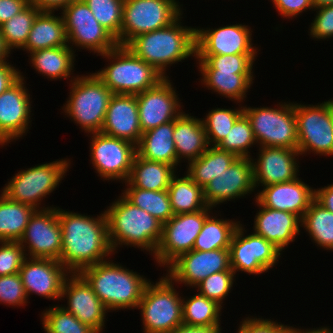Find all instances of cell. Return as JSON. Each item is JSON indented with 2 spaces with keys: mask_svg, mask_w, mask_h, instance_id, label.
Returning a JSON list of instances; mask_svg holds the SVG:
<instances>
[{
  "mask_svg": "<svg viewBox=\"0 0 333 333\" xmlns=\"http://www.w3.org/2000/svg\"><path fill=\"white\" fill-rule=\"evenodd\" d=\"M25 258L19 241H0V276L19 273Z\"/></svg>",
  "mask_w": 333,
  "mask_h": 333,
  "instance_id": "49",
  "label": "cell"
},
{
  "mask_svg": "<svg viewBox=\"0 0 333 333\" xmlns=\"http://www.w3.org/2000/svg\"><path fill=\"white\" fill-rule=\"evenodd\" d=\"M253 164L251 158L238 157L229 168L203 188L208 207L244 197L254 192Z\"/></svg>",
  "mask_w": 333,
  "mask_h": 333,
  "instance_id": "22",
  "label": "cell"
},
{
  "mask_svg": "<svg viewBox=\"0 0 333 333\" xmlns=\"http://www.w3.org/2000/svg\"><path fill=\"white\" fill-rule=\"evenodd\" d=\"M298 151L300 155L314 153L333 155V99L306 105L294 103Z\"/></svg>",
  "mask_w": 333,
  "mask_h": 333,
  "instance_id": "10",
  "label": "cell"
},
{
  "mask_svg": "<svg viewBox=\"0 0 333 333\" xmlns=\"http://www.w3.org/2000/svg\"><path fill=\"white\" fill-rule=\"evenodd\" d=\"M9 54L11 53L6 49V47L3 44L1 31H0V62L8 60Z\"/></svg>",
  "mask_w": 333,
  "mask_h": 333,
  "instance_id": "59",
  "label": "cell"
},
{
  "mask_svg": "<svg viewBox=\"0 0 333 333\" xmlns=\"http://www.w3.org/2000/svg\"><path fill=\"white\" fill-rule=\"evenodd\" d=\"M317 10V11H316ZM316 15L310 24V37L318 39H327L333 37V5L321 8H315Z\"/></svg>",
  "mask_w": 333,
  "mask_h": 333,
  "instance_id": "51",
  "label": "cell"
},
{
  "mask_svg": "<svg viewBox=\"0 0 333 333\" xmlns=\"http://www.w3.org/2000/svg\"><path fill=\"white\" fill-rule=\"evenodd\" d=\"M183 13L169 26L134 37L126 46L164 78L167 68L196 57V28L183 26Z\"/></svg>",
  "mask_w": 333,
  "mask_h": 333,
  "instance_id": "2",
  "label": "cell"
},
{
  "mask_svg": "<svg viewBox=\"0 0 333 333\" xmlns=\"http://www.w3.org/2000/svg\"><path fill=\"white\" fill-rule=\"evenodd\" d=\"M223 308L215 301L199 293L182 297L183 324L188 326L220 327L221 310Z\"/></svg>",
  "mask_w": 333,
  "mask_h": 333,
  "instance_id": "40",
  "label": "cell"
},
{
  "mask_svg": "<svg viewBox=\"0 0 333 333\" xmlns=\"http://www.w3.org/2000/svg\"><path fill=\"white\" fill-rule=\"evenodd\" d=\"M214 216V217H213ZM209 215L195 239L193 250L212 251L215 249H229L231 240L240 221L221 219Z\"/></svg>",
  "mask_w": 333,
  "mask_h": 333,
  "instance_id": "37",
  "label": "cell"
},
{
  "mask_svg": "<svg viewBox=\"0 0 333 333\" xmlns=\"http://www.w3.org/2000/svg\"><path fill=\"white\" fill-rule=\"evenodd\" d=\"M177 0H124L120 45L126 46L134 37L162 29L183 12Z\"/></svg>",
  "mask_w": 333,
  "mask_h": 333,
  "instance_id": "11",
  "label": "cell"
},
{
  "mask_svg": "<svg viewBox=\"0 0 333 333\" xmlns=\"http://www.w3.org/2000/svg\"><path fill=\"white\" fill-rule=\"evenodd\" d=\"M80 274L110 312L137 309L143 291L150 281L139 275L140 273L109 259L84 268Z\"/></svg>",
  "mask_w": 333,
  "mask_h": 333,
  "instance_id": "4",
  "label": "cell"
},
{
  "mask_svg": "<svg viewBox=\"0 0 333 333\" xmlns=\"http://www.w3.org/2000/svg\"><path fill=\"white\" fill-rule=\"evenodd\" d=\"M75 51L69 45L29 53L31 67L50 80L68 79L74 74Z\"/></svg>",
  "mask_w": 333,
  "mask_h": 333,
  "instance_id": "31",
  "label": "cell"
},
{
  "mask_svg": "<svg viewBox=\"0 0 333 333\" xmlns=\"http://www.w3.org/2000/svg\"><path fill=\"white\" fill-rule=\"evenodd\" d=\"M55 12L41 11L29 32L28 40L21 49L27 53L37 50L67 46L64 20L62 15L55 16Z\"/></svg>",
  "mask_w": 333,
  "mask_h": 333,
  "instance_id": "30",
  "label": "cell"
},
{
  "mask_svg": "<svg viewBox=\"0 0 333 333\" xmlns=\"http://www.w3.org/2000/svg\"><path fill=\"white\" fill-rule=\"evenodd\" d=\"M221 327H198L182 324L171 333H221Z\"/></svg>",
  "mask_w": 333,
  "mask_h": 333,
  "instance_id": "57",
  "label": "cell"
},
{
  "mask_svg": "<svg viewBox=\"0 0 333 333\" xmlns=\"http://www.w3.org/2000/svg\"><path fill=\"white\" fill-rule=\"evenodd\" d=\"M99 56L110 63L95 74L113 94L136 95L153 88L164 79L162 74L138 58L127 46L117 45Z\"/></svg>",
  "mask_w": 333,
  "mask_h": 333,
  "instance_id": "5",
  "label": "cell"
},
{
  "mask_svg": "<svg viewBox=\"0 0 333 333\" xmlns=\"http://www.w3.org/2000/svg\"><path fill=\"white\" fill-rule=\"evenodd\" d=\"M19 274L27 297L34 293L55 301L61 300L63 284L70 272L58 260L26 257Z\"/></svg>",
  "mask_w": 333,
  "mask_h": 333,
  "instance_id": "23",
  "label": "cell"
},
{
  "mask_svg": "<svg viewBox=\"0 0 333 333\" xmlns=\"http://www.w3.org/2000/svg\"><path fill=\"white\" fill-rule=\"evenodd\" d=\"M254 201L259 207L253 224L254 233L282 252L300 234L301 219L293 213L264 207L256 199Z\"/></svg>",
  "mask_w": 333,
  "mask_h": 333,
  "instance_id": "27",
  "label": "cell"
},
{
  "mask_svg": "<svg viewBox=\"0 0 333 333\" xmlns=\"http://www.w3.org/2000/svg\"><path fill=\"white\" fill-rule=\"evenodd\" d=\"M174 121L142 133L136 145L137 155L141 158L166 163L177 167V153L173 141Z\"/></svg>",
  "mask_w": 333,
  "mask_h": 333,
  "instance_id": "29",
  "label": "cell"
},
{
  "mask_svg": "<svg viewBox=\"0 0 333 333\" xmlns=\"http://www.w3.org/2000/svg\"><path fill=\"white\" fill-rule=\"evenodd\" d=\"M123 195L130 203L145 210L150 215L158 219L161 223H166L174 216L168 190L152 191L133 187L128 181Z\"/></svg>",
  "mask_w": 333,
  "mask_h": 333,
  "instance_id": "39",
  "label": "cell"
},
{
  "mask_svg": "<svg viewBox=\"0 0 333 333\" xmlns=\"http://www.w3.org/2000/svg\"><path fill=\"white\" fill-rule=\"evenodd\" d=\"M36 209L0 194V241H19Z\"/></svg>",
  "mask_w": 333,
  "mask_h": 333,
  "instance_id": "36",
  "label": "cell"
},
{
  "mask_svg": "<svg viewBox=\"0 0 333 333\" xmlns=\"http://www.w3.org/2000/svg\"><path fill=\"white\" fill-rule=\"evenodd\" d=\"M168 193L174 215L201 211L208 205L204 200L203 188L186 173L184 177L172 176Z\"/></svg>",
  "mask_w": 333,
  "mask_h": 333,
  "instance_id": "35",
  "label": "cell"
},
{
  "mask_svg": "<svg viewBox=\"0 0 333 333\" xmlns=\"http://www.w3.org/2000/svg\"><path fill=\"white\" fill-rule=\"evenodd\" d=\"M301 227H304L311 241L318 247L333 251V213L315 199L305 211L301 219Z\"/></svg>",
  "mask_w": 333,
  "mask_h": 333,
  "instance_id": "38",
  "label": "cell"
},
{
  "mask_svg": "<svg viewBox=\"0 0 333 333\" xmlns=\"http://www.w3.org/2000/svg\"><path fill=\"white\" fill-rule=\"evenodd\" d=\"M242 114L243 106L237 109L215 108L201 118L209 146H217Z\"/></svg>",
  "mask_w": 333,
  "mask_h": 333,
  "instance_id": "43",
  "label": "cell"
},
{
  "mask_svg": "<svg viewBox=\"0 0 333 333\" xmlns=\"http://www.w3.org/2000/svg\"><path fill=\"white\" fill-rule=\"evenodd\" d=\"M256 144L251 123L243 113L217 146L222 150L236 154L238 157L252 158L249 148Z\"/></svg>",
  "mask_w": 333,
  "mask_h": 333,
  "instance_id": "45",
  "label": "cell"
},
{
  "mask_svg": "<svg viewBox=\"0 0 333 333\" xmlns=\"http://www.w3.org/2000/svg\"><path fill=\"white\" fill-rule=\"evenodd\" d=\"M41 320L46 333H97L58 305L46 308L42 312Z\"/></svg>",
  "mask_w": 333,
  "mask_h": 333,
  "instance_id": "46",
  "label": "cell"
},
{
  "mask_svg": "<svg viewBox=\"0 0 333 333\" xmlns=\"http://www.w3.org/2000/svg\"><path fill=\"white\" fill-rule=\"evenodd\" d=\"M92 135V136H91ZM90 157L95 173L105 181L127 182L136 145L125 139L112 137L102 132L90 133Z\"/></svg>",
  "mask_w": 333,
  "mask_h": 333,
  "instance_id": "13",
  "label": "cell"
},
{
  "mask_svg": "<svg viewBox=\"0 0 333 333\" xmlns=\"http://www.w3.org/2000/svg\"><path fill=\"white\" fill-rule=\"evenodd\" d=\"M271 2L283 18L292 19L307 12L308 9L314 10L312 0H271Z\"/></svg>",
  "mask_w": 333,
  "mask_h": 333,
  "instance_id": "52",
  "label": "cell"
},
{
  "mask_svg": "<svg viewBox=\"0 0 333 333\" xmlns=\"http://www.w3.org/2000/svg\"><path fill=\"white\" fill-rule=\"evenodd\" d=\"M70 94L62 107L65 115L85 133L100 132L112 91L95 74L71 76Z\"/></svg>",
  "mask_w": 333,
  "mask_h": 333,
  "instance_id": "6",
  "label": "cell"
},
{
  "mask_svg": "<svg viewBox=\"0 0 333 333\" xmlns=\"http://www.w3.org/2000/svg\"><path fill=\"white\" fill-rule=\"evenodd\" d=\"M61 11L59 14H62L64 20L67 43L72 49L79 47L98 56L118 45L116 39L99 24L83 0L72 1Z\"/></svg>",
  "mask_w": 333,
  "mask_h": 333,
  "instance_id": "12",
  "label": "cell"
},
{
  "mask_svg": "<svg viewBox=\"0 0 333 333\" xmlns=\"http://www.w3.org/2000/svg\"><path fill=\"white\" fill-rule=\"evenodd\" d=\"M213 208L172 216L163 224L162 237L153 255L156 263L167 267L179 255L193 250L205 219Z\"/></svg>",
  "mask_w": 333,
  "mask_h": 333,
  "instance_id": "15",
  "label": "cell"
},
{
  "mask_svg": "<svg viewBox=\"0 0 333 333\" xmlns=\"http://www.w3.org/2000/svg\"><path fill=\"white\" fill-rule=\"evenodd\" d=\"M257 54L196 55L199 71H226L253 74Z\"/></svg>",
  "mask_w": 333,
  "mask_h": 333,
  "instance_id": "42",
  "label": "cell"
},
{
  "mask_svg": "<svg viewBox=\"0 0 333 333\" xmlns=\"http://www.w3.org/2000/svg\"><path fill=\"white\" fill-rule=\"evenodd\" d=\"M325 209L333 213V184L315 189V198Z\"/></svg>",
  "mask_w": 333,
  "mask_h": 333,
  "instance_id": "55",
  "label": "cell"
},
{
  "mask_svg": "<svg viewBox=\"0 0 333 333\" xmlns=\"http://www.w3.org/2000/svg\"><path fill=\"white\" fill-rule=\"evenodd\" d=\"M96 20L120 45L124 0H83Z\"/></svg>",
  "mask_w": 333,
  "mask_h": 333,
  "instance_id": "44",
  "label": "cell"
},
{
  "mask_svg": "<svg viewBox=\"0 0 333 333\" xmlns=\"http://www.w3.org/2000/svg\"><path fill=\"white\" fill-rule=\"evenodd\" d=\"M258 192L254 199L262 206L293 213L300 219L315 198V188L304 183L299 177L263 187Z\"/></svg>",
  "mask_w": 333,
  "mask_h": 333,
  "instance_id": "25",
  "label": "cell"
},
{
  "mask_svg": "<svg viewBox=\"0 0 333 333\" xmlns=\"http://www.w3.org/2000/svg\"><path fill=\"white\" fill-rule=\"evenodd\" d=\"M166 275L159 281H149L138 304L143 333H171L183 324L182 296Z\"/></svg>",
  "mask_w": 333,
  "mask_h": 333,
  "instance_id": "7",
  "label": "cell"
},
{
  "mask_svg": "<svg viewBox=\"0 0 333 333\" xmlns=\"http://www.w3.org/2000/svg\"><path fill=\"white\" fill-rule=\"evenodd\" d=\"M169 77L153 88L136 94L142 133L174 121L182 112L179 97Z\"/></svg>",
  "mask_w": 333,
  "mask_h": 333,
  "instance_id": "20",
  "label": "cell"
},
{
  "mask_svg": "<svg viewBox=\"0 0 333 333\" xmlns=\"http://www.w3.org/2000/svg\"><path fill=\"white\" fill-rule=\"evenodd\" d=\"M19 242L24 248L26 257L59 261L62 237L58 207L35 210Z\"/></svg>",
  "mask_w": 333,
  "mask_h": 333,
  "instance_id": "16",
  "label": "cell"
},
{
  "mask_svg": "<svg viewBox=\"0 0 333 333\" xmlns=\"http://www.w3.org/2000/svg\"><path fill=\"white\" fill-rule=\"evenodd\" d=\"M70 161L62 158L20 170L5 184L1 193L10 200L27 204L36 210L51 208L39 205L62 182Z\"/></svg>",
  "mask_w": 333,
  "mask_h": 333,
  "instance_id": "8",
  "label": "cell"
},
{
  "mask_svg": "<svg viewBox=\"0 0 333 333\" xmlns=\"http://www.w3.org/2000/svg\"><path fill=\"white\" fill-rule=\"evenodd\" d=\"M277 108L243 106L259 147L298 149L294 102H280Z\"/></svg>",
  "mask_w": 333,
  "mask_h": 333,
  "instance_id": "9",
  "label": "cell"
},
{
  "mask_svg": "<svg viewBox=\"0 0 333 333\" xmlns=\"http://www.w3.org/2000/svg\"><path fill=\"white\" fill-rule=\"evenodd\" d=\"M176 170L172 165L147 160L136 154L127 181L133 187L143 190H168Z\"/></svg>",
  "mask_w": 333,
  "mask_h": 333,
  "instance_id": "32",
  "label": "cell"
},
{
  "mask_svg": "<svg viewBox=\"0 0 333 333\" xmlns=\"http://www.w3.org/2000/svg\"><path fill=\"white\" fill-rule=\"evenodd\" d=\"M201 83L209 90L217 92L237 104L243 102L253 84V74H235L226 71H200Z\"/></svg>",
  "mask_w": 333,
  "mask_h": 333,
  "instance_id": "34",
  "label": "cell"
},
{
  "mask_svg": "<svg viewBox=\"0 0 333 333\" xmlns=\"http://www.w3.org/2000/svg\"><path fill=\"white\" fill-rule=\"evenodd\" d=\"M110 245L115 252L122 245L155 254L162 237L163 223L130 203L123 195L104 211Z\"/></svg>",
  "mask_w": 333,
  "mask_h": 333,
  "instance_id": "3",
  "label": "cell"
},
{
  "mask_svg": "<svg viewBox=\"0 0 333 333\" xmlns=\"http://www.w3.org/2000/svg\"><path fill=\"white\" fill-rule=\"evenodd\" d=\"M329 326H322V327H318V328H313V329H306V330H302L301 328H295L292 326V332L293 333H333V330L331 328H328Z\"/></svg>",
  "mask_w": 333,
  "mask_h": 333,
  "instance_id": "58",
  "label": "cell"
},
{
  "mask_svg": "<svg viewBox=\"0 0 333 333\" xmlns=\"http://www.w3.org/2000/svg\"><path fill=\"white\" fill-rule=\"evenodd\" d=\"M103 134L125 139L137 145L142 130L136 95L113 94L109 100L101 131Z\"/></svg>",
  "mask_w": 333,
  "mask_h": 333,
  "instance_id": "26",
  "label": "cell"
},
{
  "mask_svg": "<svg viewBox=\"0 0 333 333\" xmlns=\"http://www.w3.org/2000/svg\"><path fill=\"white\" fill-rule=\"evenodd\" d=\"M237 158L238 156L232 152L222 150L218 146H210L199 158L188 163L186 173L198 186L204 188Z\"/></svg>",
  "mask_w": 333,
  "mask_h": 333,
  "instance_id": "33",
  "label": "cell"
},
{
  "mask_svg": "<svg viewBox=\"0 0 333 333\" xmlns=\"http://www.w3.org/2000/svg\"><path fill=\"white\" fill-rule=\"evenodd\" d=\"M244 226L240 223L235 230L231 244L230 264L235 274L241 271L255 276L268 272L278 263L282 252L254 232L245 236Z\"/></svg>",
  "mask_w": 333,
  "mask_h": 333,
  "instance_id": "14",
  "label": "cell"
},
{
  "mask_svg": "<svg viewBox=\"0 0 333 333\" xmlns=\"http://www.w3.org/2000/svg\"><path fill=\"white\" fill-rule=\"evenodd\" d=\"M62 298L67 299V307L61 304L65 311L73 314L97 333H102L106 323V313L110 311L80 273H70L67 276L61 294V300H65Z\"/></svg>",
  "mask_w": 333,
  "mask_h": 333,
  "instance_id": "19",
  "label": "cell"
},
{
  "mask_svg": "<svg viewBox=\"0 0 333 333\" xmlns=\"http://www.w3.org/2000/svg\"><path fill=\"white\" fill-rule=\"evenodd\" d=\"M75 0H29L30 4L35 5L41 11H58L62 10L68 4Z\"/></svg>",
  "mask_w": 333,
  "mask_h": 333,
  "instance_id": "56",
  "label": "cell"
},
{
  "mask_svg": "<svg viewBox=\"0 0 333 333\" xmlns=\"http://www.w3.org/2000/svg\"><path fill=\"white\" fill-rule=\"evenodd\" d=\"M235 277L233 271L217 272L202 280L195 288L200 295L215 301L222 307L224 299L233 288Z\"/></svg>",
  "mask_w": 333,
  "mask_h": 333,
  "instance_id": "47",
  "label": "cell"
},
{
  "mask_svg": "<svg viewBox=\"0 0 333 333\" xmlns=\"http://www.w3.org/2000/svg\"><path fill=\"white\" fill-rule=\"evenodd\" d=\"M167 275L175 284L183 283L195 288L211 274L221 271H233L230 264L229 249L197 251L179 255L167 266Z\"/></svg>",
  "mask_w": 333,
  "mask_h": 333,
  "instance_id": "17",
  "label": "cell"
},
{
  "mask_svg": "<svg viewBox=\"0 0 333 333\" xmlns=\"http://www.w3.org/2000/svg\"><path fill=\"white\" fill-rule=\"evenodd\" d=\"M41 10L33 4H29L20 13L0 26L2 41L6 49L11 53L12 49H22L29 37V32L37 15Z\"/></svg>",
  "mask_w": 333,
  "mask_h": 333,
  "instance_id": "41",
  "label": "cell"
},
{
  "mask_svg": "<svg viewBox=\"0 0 333 333\" xmlns=\"http://www.w3.org/2000/svg\"><path fill=\"white\" fill-rule=\"evenodd\" d=\"M258 153L257 159L251 158L255 189L260 184L266 187L292 181L300 175L298 174L300 166L297 158L301 155L298 149L259 147Z\"/></svg>",
  "mask_w": 333,
  "mask_h": 333,
  "instance_id": "24",
  "label": "cell"
},
{
  "mask_svg": "<svg viewBox=\"0 0 333 333\" xmlns=\"http://www.w3.org/2000/svg\"><path fill=\"white\" fill-rule=\"evenodd\" d=\"M58 218L62 237L59 261L70 273H80L115 254L110 245L104 211L97 217H90L58 207Z\"/></svg>",
  "mask_w": 333,
  "mask_h": 333,
  "instance_id": "1",
  "label": "cell"
},
{
  "mask_svg": "<svg viewBox=\"0 0 333 333\" xmlns=\"http://www.w3.org/2000/svg\"><path fill=\"white\" fill-rule=\"evenodd\" d=\"M23 76L21 73V77L0 95L1 147L22 138L30 129L32 98Z\"/></svg>",
  "mask_w": 333,
  "mask_h": 333,
  "instance_id": "18",
  "label": "cell"
},
{
  "mask_svg": "<svg viewBox=\"0 0 333 333\" xmlns=\"http://www.w3.org/2000/svg\"><path fill=\"white\" fill-rule=\"evenodd\" d=\"M173 141L177 153V166L182 159L189 163L199 158L209 147L202 119L185 112L174 120Z\"/></svg>",
  "mask_w": 333,
  "mask_h": 333,
  "instance_id": "28",
  "label": "cell"
},
{
  "mask_svg": "<svg viewBox=\"0 0 333 333\" xmlns=\"http://www.w3.org/2000/svg\"><path fill=\"white\" fill-rule=\"evenodd\" d=\"M250 26L230 24L218 28H196V55L257 54Z\"/></svg>",
  "mask_w": 333,
  "mask_h": 333,
  "instance_id": "21",
  "label": "cell"
},
{
  "mask_svg": "<svg viewBox=\"0 0 333 333\" xmlns=\"http://www.w3.org/2000/svg\"><path fill=\"white\" fill-rule=\"evenodd\" d=\"M29 4V0H0V26L24 10Z\"/></svg>",
  "mask_w": 333,
  "mask_h": 333,
  "instance_id": "53",
  "label": "cell"
},
{
  "mask_svg": "<svg viewBox=\"0 0 333 333\" xmlns=\"http://www.w3.org/2000/svg\"><path fill=\"white\" fill-rule=\"evenodd\" d=\"M271 319L246 317L238 327L237 333H290L292 326H287Z\"/></svg>",
  "mask_w": 333,
  "mask_h": 333,
  "instance_id": "50",
  "label": "cell"
},
{
  "mask_svg": "<svg viewBox=\"0 0 333 333\" xmlns=\"http://www.w3.org/2000/svg\"><path fill=\"white\" fill-rule=\"evenodd\" d=\"M24 285L19 273L0 276V303L21 307L28 303Z\"/></svg>",
  "mask_w": 333,
  "mask_h": 333,
  "instance_id": "48",
  "label": "cell"
},
{
  "mask_svg": "<svg viewBox=\"0 0 333 333\" xmlns=\"http://www.w3.org/2000/svg\"><path fill=\"white\" fill-rule=\"evenodd\" d=\"M314 9L333 5V0H312Z\"/></svg>",
  "mask_w": 333,
  "mask_h": 333,
  "instance_id": "60",
  "label": "cell"
},
{
  "mask_svg": "<svg viewBox=\"0 0 333 333\" xmlns=\"http://www.w3.org/2000/svg\"><path fill=\"white\" fill-rule=\"evenodd\" d=\"M9 63L0 62V95L21 77L20 70Z\"/></svg>",
  "mask_w": 333,
  "mask_h": 333,
  "instance_id": "54",
  "label": "cell"
}]
</instances>
